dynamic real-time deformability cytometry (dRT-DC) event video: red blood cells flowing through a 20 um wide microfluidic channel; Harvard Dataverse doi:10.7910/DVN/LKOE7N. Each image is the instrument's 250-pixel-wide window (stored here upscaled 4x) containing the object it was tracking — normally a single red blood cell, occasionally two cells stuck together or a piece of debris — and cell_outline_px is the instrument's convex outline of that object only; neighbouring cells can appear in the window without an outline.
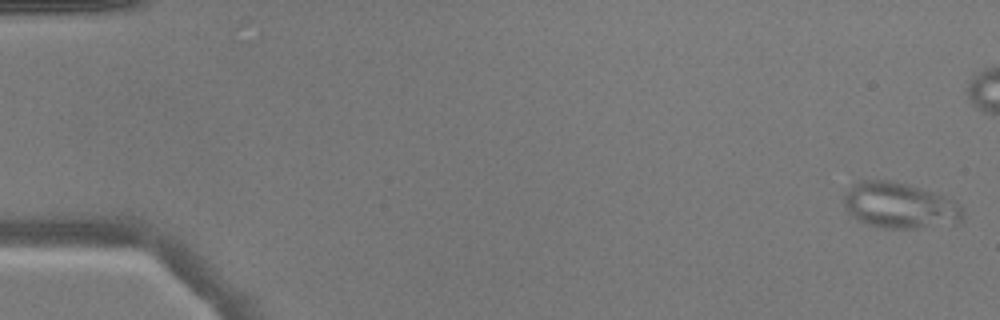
{"species": "common noctule bat (a hibernating species)", "species_latin": "Nyctalus noctula", "temperature_condition": "warm", "stored_images_in_passage": 11, "camera_frame_rate_fps": 3000, "um_per_image_px": 0.085, "animal": {"sex": "male", "body_mass_g": 17.9}, "frame": {"image": 1, "passage_image": 1, "time_ms": 0.0, "image_size_px": [1000, 320], "cell_outline_px": [[964, 216], [960, 220], [920, 228], [884, 228], [868, 224], [856, 220], [848, 212], [844, 204], [844, 192], [852, 184], [860, 180], [892, 180], [932, 192], [952, 200], [960, 204], [964, 208]], "centroid_in_image_um": [76.41, 17.45], "position_along_channel_um": 8.6, "area_um2": 31.5}}